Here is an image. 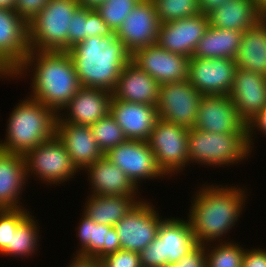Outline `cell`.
Instances as JSON below:
<instances>
[{
	"label": "cell",
	"instance_id": "1",
	"mask_svg": "<svg viewBox=\"0 0 266 267\" xmlns=\"http://www.w3.org/2000/svg\"><path fill=\"white\" fill-rule=\"evenodd\" d=\"M30 71L33 75L30 77L32 90L29 97L53 109L57 114L61 113L81 87L67 51L30 50L9 78L19 79Z\"/></svg>",
	"mask_w": 266,
	"mask_h": 267
},
{
	"label": "cell",
	"instance_id": "2",
	"mask_svg": "<svg viewBox=\"0 0 266 267\" xmlns=\"http://www.w3.org/2000/svg\"><path fill=\"white\" fill-rule=\"evenodd\" d=\"M200 188L191 200L187 217L195 241L201 245L218 239L224 242L223 236L236 225L246 206L247 191L238 185L203 184Z\"/></svg>",
	"mask_w": 266,
	"mask_h": 267
},
{
	"label": "cell",
	"instance_id": "3",
	"mask_svg": "<svg viewBox=\"0 0 266 267\" xmlns=\"http://www.w3.org/2000/svg\"><path fill=\"white\" fill-rule=\"evenodd\" d=\"M81 87L113 92L116 83L131 60V53L116 35L86 38L67 50Z\"/></svg>",
	"mask_w": 266,
	"mask_h": 267
},
{
	"label": "cell",
	"instance_id": "4",
	"mask_svg": "<svg viewBox=\"0 0 266 267\" xmlns=\"http://www.w3.org/2000/svg\"><path fill=\"white\" fill-rule=\"evenodd\" d=\"M13 109L5 139L0 141L1 150L24 156L55 135L58 114L53 109L29 96Z\"/></svg>",
	"mask_w": 266,
	"mask_h": 267
},
{
	"label": "cell",
	"instance_id": "5",
	"mask_svg": "<svg viewBox=\"0 0 266 267\" xmlns=\"http://www.w3.org/2000/svg\"><path fill=\"white\" fill-rule=\"evenodd\" d=\"M252 153L247 133H211L189 129V164L198 163L208 166H230L248 159Z\"/></svg>",
	"mask_w": 266,
	"mask_h": 267
},
{
	"label": "cell",
	"instance_id": "6",
	"mask_svg": "<svg viewBox=\"0 0 266 267\" xmlns=\"http://www.w3.org/2000/svg\"><path fill=\"white\" fill-rule=\"evenodd\" d=\"M78 0H49L28 23L29 50L67 51L68 28Z\"/></svg>",
	"mask_w": 266,
	"mask_h": 267
},
{
	"label": "cell",
	"instance_id": "7",
	"mask_svg": "<svg viewBox=\"0 0 266 267\" xmlns=\"http://www.w3.org/2000/svg\"><path fill=\"white\" fill-rule=\"evenodd\" d=\"M188 220L165 218L154 241L140 253L142 267H168L196 245Z\"/></svg>",
	"mask_w": 266,
	"mask_h": 267
},
{
	"label": "cell",
	"instance_id": "8",
	"mask_svg": "<svg viewBox=\"0 0 266 267\" xmlns=\"http://www.w3.org/2000/svg\"><path fill=\"white\" fill-rule=\"evenodd\" d=\"M26 178L33 175L43 183L59 184L72 180L79 172L63 142L55 134L24 155ZM41 178V179H40Z\"/></svg>",
	"mask_w": 266,
	"mask_h": 267
},
{
	"label": "cell",
	"instance_id": "9",
	"mask_svg": "<svg viewBox=\"0 0 266 267\" xmlns=\"http://www.w3.org/2000/svg\"><path fill=\"white\" fill-rule=\"evenodd\" d=\"M189 129L158 118L147 140L159 169L167 177L188 167Z\"/></svg>",
	"mask_w": 266,
	"mask_h": 267
},
{
	"label": "cell",
	"instance_id": "10",
	"mask_svg": "<svg viewBox=\"0 0 266 267\" xmlns=\"http://www.w3.org/2000/svg\"><path fill=\"white\" fill-rule=\"evenodd\" d=\"M202 97L188 80L161 84L156 105L158 118L191 129Z\"/></svg>",
	"mask_w": 266,
	"mask_h": 267
},
{
	"label": "cell",
	"instance_id": "11",
	"mask_svg": "<svg viewBox=\"0 0 266 267\" xmlns=\"http://www.w3.org/2000/svg\"><path fill=\"white\" fill-rule=\"evenodd\" d=\"M163 220L153 204L141 199L115 225L121 249L140 253L154 241Z\"/></svg>",
	"mask_w": 266,
	"mask_h": 267
},
{
	"label": "cell",
	"instance_id": "12",
	"mask_svg": "<svg viewBox=\"0 0 266 267\" xmlns=\"http://www.w3.org/2000/svg\"><path fill=\"white\" fill-rule=\"evenodd\" d=\"M105 157L119 167L137 188L145 179H163L165 176L147 141L127 139L109 150Z\"/></svg>",
	"mask_w": 266,
	"mask_h": 267
},
{
	"label": "cell",
	"instance_id": "13",
	"mask_svg": "<svg viewBox=\"0 0 266 267\" xmlns=\"http://www.w3.org/2000/svg\"><path fill=\"white\" fill-rule=\"evenodd\" d=\"M237 68L234 59L191 57L188 81L203 95H229Z\"/></svg>",
	"mask_w": 266,
	"mask_h": 267
},
{
	"label": "cell",
	"instance_id": "14",
	"mask_svg": "<svg viewBox=\"0 0 266 267\" xmlns=\"http://www.w3.org/2000/svg\"><path fill=\"white\" fill-rule=\"evenodd\" d=\"M29 51L28 23L13 10L0 9V72L7 80Z\"/></svg>",
	"mask_w": 266,
	"mask_h": 267
},
{
	"label": "cell",
	"instance_id": "15",
	"mask_svg": "<svg viewBox=\"0 0 266 267\" xmlns=\"http://www.w3.org/2000/svg\"><path fill=\"white\" fill-rule=\"evenodd\" d=\"M131 61L160 85L188 80L190 58L169 52L158 44L135 50Z\"/></svg>",
	"mask_w": 266,
	"mask_h": 267
},
{
	"label": "cell",
	"instance_id": "16",
	"mask_svg": "<svg viewBox=\"0 0 266 267\" xmlns=\"http://www.w3.org/2000/svg\"><path fill=\"white\" fill-rule=\"evenodd\" d=\"M194 128L211 133H247L229 95H203Z\"/></svg>",
	"mask_w": 266,
	"mask_h": 267
},
{
	"label": "cell",
	"instance_id": "17",
	"mask_svg": "<svg viewBox=\"0 0 266 267\" xmlns=\"http://www.w3.org/2000/svg\"><path fill=\"white\" fill-rule=\"evenodd\" d=\"M161 23L151 0H142L124 19L116 37L132 54L135 50L157 44Z\"/></svg>",
	"mask_w": 266,
	"mask_h": 267
},
{
	"label": "cell",
	"instance_id": "18",
	"mask_svg": "<svg viewBox=\"0 0 266 267\" xmlns=\"http://www.w3.org/2000/svg\"><path fill=\"white\" fill-rule=\"evenodd\" d=\"M210 27L209 18L203 14L177 21L162 23L157 44L174 54L191 58L199 40Z\"/></svg>",
	"mask_w": 266,
	"mask_h": 267
},
{
	"label": "cell",
	"instance_id": "19",
	"mask_svg": "<svg viewBox=\"0 0 266 267\" xmlns=\"http://www.w3.org/2000/svg\"><path fill=\"white\" fill-rule=\"evenodd\" d=\"M111 99L109 91L80 87L58 117L66 123L90 126L110 113Z\"/></svg>",
	"mask_w": 266,
	"mask_h": 267
},
{
	"label": "cell",
	"instance_id": "20",
	"mask_svg": "<svg viewBox=\"0 0 266 267\" xmlns=\"http://www.w3.org/2000/svg\"><path fill=\"white\" fill-rule=\"evenodd\" d=\"M229 96L247 124L266 106V76L237 68Z\"/></svg>",
	"mask_w": 266,
	"mask_h": 267
},
{
	"label": "cell",
	"instance_id": "21",
	"mask_svg": "<svg viewBox=\"0 0 266 267\" xmlns=\"http://www.w3.org/2000/svg\"><path fill=\"white\" fill-rule=\"evenodd\" d=\"M55 134L63 142L79 173L104 156L89 126L66 123L57 117Z\"/></svg>",
	"mask_w": 266,
	"mask_h": 267
},
{
	"label": "cell",
	"instance_id": "22",
	"mask_svg": "<svg viewBox=\"0 0 266 267\" xmlns=\"http://www.w3.org/2000/svg\"><path fill=\"white\" fill-rule=\"evenodd\" d=\"M110 114L130 140L147 141L158 119L157 106L121 101L113 97Z\"/></svg>",
	"mask_w": 266,
	"mask_h": 267
},
{
	"label": "cell",
	"instance_id": "23",
	"mask_svg": "<svg viewBox=\"0 0 266 267\" xmlns=\"http://www.w3.org/2000/svg\"><path fill=\"white\" fill-rule=\"evenodd\" d=\"M160 84L131 60L125 65L112 92L114 99L156 106Z\"/></svg>",
	"mask_w": 266,
	"mask_h": 267
},
{
	"label": "cell",
	"instance_id": "24",
	"mask_svg": "<svg viewBox=\"0 0 266 267\" xmlns=\"http://www.w3.org/2000/svg\"><path fill=\"white\" fill-rule=\"evenodd\" d=\"M82 214L77 228L80 248L75 255L101 260L121 249L115 226L97 224L86 214Z\"/></svg>",
	"mask_w": 266,
	"mask_h": 267
},
{
	"label": "cell",
	"instance_id": "25",
	"mask_svg": "<svg viewBox=\"0 0 266 267\" xmlns=\"http://www.w3.org/2000/svg\"><path fill=\"white\" fill-rule=\"evenodd\" d=\"M91 195L102 196H137L138 190L127 175L105 155L87 166Z\"/></svg>",
	"mask_w": 266,
	"mask_h": 267
},
{
	"label": "cell",
	"instance_id": "26",
	"mask_svg": "<svg viewBox=\"0 0 266 267\" xmlns=\"http://www.w3.org/2000/svg\"><path fill=\"white\" fill-rule=\"evenodd\" d=\"M26 182L24 156L0 149V209L25 208L19 200Z\"/></svg>",
	"mask_w": 266,
	"mask_h": 267
},
{
	"label": "cell",
	"instance_id": "27",
	"mask_svg": "<svg viewBox=\"0 0 266 267\" xmlns=\"http://www.w3.org/2000/svg\"><path fill=\"white\" fill-rule=\"evenodd\" d=\"M263 17L251 0H228L208 15L210 26L243 33Z\"/></svg>",
	"mask_w": 266,
	"mask_h": 267
},
{
	"label": "cell",
	"instance_id": "28",
	"mask_svg": "<svg viewBox=\"0 0 266 267\" xmlns=\"http://www.w3.org/2000/svg\"><path fill=\"white\" fill-rule=\"evenodd\" d=\"M237 67L266 76V16L242 35Z\"/></svg>",
	"mask_w": 266,
	"mask_h": 267
},
{
	"label": "cell",
	"instance_id": "29",
	"mask_svg": "<svg viewBox=\"0 0 266 267\" xmlns=\"http://www.w3.org/2000/svg\"><path fill=\"white\" fill-rule=\"evenodd\" d=\"M139 201L137 196L88 195L83 213L97 224L115 226Z\"/></svg>",
	"mask_w": 266,
	"mask_h": 267
},
{
	"label": "cell",
	"instance_id": "30",
	"mask_svg": "<svg viewBox=\"0 0 266 267\" xmlns=\"http://www.w3.org/2000/svg\"><path fill=\"white\" fill-rule=\"evenodd\" d=\"M243 32L231 29H220L210 26L199 40L192 55L196 58H229L237 57Z\"/></svg>",
	"mask_w": 266,
	"mask_h": 267
},
{
	"label": "cell",
	"instance_id": "31",
	"mask_svg": "<svg viewBox=\"0 0 266 267\" xmlns=\"http://www.w3.org/2000/svg\"><path fill=\"white\" fill-rule=\"evenodd\" d=\"M35 220L34 216L29 214L12 233L11 245H8L0 254L14 258L34 256L36 249L40 246L39 239H41L38 222Z\"/></svg>",
	"mask_w": 266,
	"mask_h": 267
},
{
	"label": "cell",
	"instance_id": "32",
	"mask_svg": "<svg viewBox=\"0 0 266 267\" xmlns=\"http://www.w3.org/2000/svg\"><path fill=\"white\" fill-rule=\"evenodd\" d=\"M234 241L205 244L206 267H242L244 247ZM212 245V247H211Z\"/></svg>",
	"mask_w": 266,
	"mask_h": 267
},
{
	"label": "cell",
	"instance_id": "33",
	"mask_svg": "<svg viewBox=\"0 0 266 267\" xmlns=\"http://www.w3.org/2000/svg\"><path fill=\"white\" fill-rule=\"evenodd\" d=\"M89 127L91 128L99 149L104 155L115 146L127 140L122 128L117 124L116 120L110 113L107 116L100 118Z\"/></svg>",
	"mask_w": 266,
	"mask_h": 267
},
{
	"label": "cell",
	"instance_id": "34",
	"mask_svg": "<svg viewBox=\"0 0 266 267\" xmlns=\"http://www.w3.org/2000/svg\"><path fill=\"white\" fill-rule=\"evenodd\" d=\"M160 23L177 21L200 14L198 0H151Z\"/></svg>",
	"mask_w": 266,
	"mask_h": 267
},
{
	"label": "cell",
	"instance_id": "35",
	"mask_svg": "<svg viewBox=\"0 0 266 267\" xmlns=\"http://www.w3.org/2000/svg\"><path fill=\"white\" fill-rule=\"evenodd\" d=\"M142 0H106L95 9L114 33L121 27L124 19Z\"/></svg>",
	"mask_w": 266,
	"mask_h": 267
},
{
	"label": "cell",
	"instance_id": "36",
	"mask_svg": "<svg viewBox=\"0 0 266 267\" xmlns=\"http://www.w3.org/2000/svg\"><path fill=\"white\" fill-rule=\"evenodd\" d=\"M29 214L26 208L0 209V253L11 245L12 233Z\"/></svg>",
	"mask_w": 266,
	"mask_h": 267
},
{
	"label": "cell",
	"instance_id": "37",
	"mask_svg": "<svg viewBox=\"0 0 266 267\" xmlns=\"http://www.w3.org/2000/svg\"><path fill=\"white\" fill-rule=\"evenodd\" d=\"M88 38V7L80 6L71 19L68 28V49Z\"/></svg>",
	"mask_w": 266,
	"mask_h": 267
},
{
	"label": "cell",
	"instance_id": "38",
	"mask_svg": "<svg viewBox=\"0 0 266 267\" xmlns=\"http://www.w3.org/2000/svg\"><path fill=\"white\" fill-rule=\"evenodd\" d=\"M105 267H142L139 253L120 249L101 259Z\"/></svg>",
	"mask_w": 266,
	"mask_h": 267
},
{
	"label": "cell",
	"instance_id": "39",
	"mask_svg": "<svg viewBox=\"0 0 266 267\" xmlns=\"http://www.w3.org/2000/svg\"><path fill=\"white\" fill-rule=\"evenodd\" d=\"M168 267H206L205 246L197 243L177 262L170 264Z\"/></svg>",
	"mask_w": 266,
	"mask_h": 267
},
{
	"label": "cell",
	"instance_id": "40",
	"mask_svg": "<svg viewBox=\"0 0 266 267\" xmlns=\"http://www.w3.org/2000/svg\"><path fill=\"white\" fill-rule=\"evenodd\" d=\"M49 0H16L14 11L29 23Z\"/></svg>",
	"mask_w": 266,
	"mask_h": 267
},
{
	"label": "cell",
	"instance_id": "41",
	"mask_svg": "<svg viewBox=\"0 0 266 267\" xmlns=\"http://www.w3.org/2000/svg\"><path fill=\"white\" fill-rule=\"evenodd\" d=\"M116 35L95 8H88V38Z\"/></svg>",
	"mask_w": 266,
	"mask_h": 267
},
{
	"label": "cell",
	"instance_id": "42",
	"mask_svg": "<svg viewBox=\"0 0 266 267\" xmlns=\"http://www.w3.org/2000/svg\"><path fill=\"white\" fill-rule=\"evenodd\" d=\"M254 130H257V132L261 131L262 134L266 136V106L247 123V140L251 151L254 147V140L252 137H255L256 135V132Z\"/></svg>",
	"mask_w": 266,
	"mask_h": 267
},
{
	"label": "cell",
	"instance_id": "43",
	"mask_svg": "<svg viewBox=\"0 0 266 267\" xmlns=\"http://www.w3.org/2000/svg\"><path fill=\"white\" fill-rule=\"evenodd\" d=\"M242 267H266V250L260 248L245 249Z\"/></svg>",
	"mask_w": 266,
	"mask_h": 267
},
{
	"label": "cell",
	"instance_id": "44",
	"mask_svg": "<svg viewBox=\"0 0 266 267\" xmlns=\"http://www.w3.org/2000/svg\"><path fill=\"white\" fill-rule=\"evenodd\" d=\"M73 259L67 267H102L101 260L92 257H82L73 253Z\"/></svg>",
	"mask_w": 266,
	"mask_h": 267
},
{
	"label": "cell",
	"instance_id": "45",
	"mask_svg": "<svg viewBox=\"0 0 266 267\" xmlns=\"http://www.w3.org/2000/svg\"><path fill=\"white\" fill-rule=\"evenodd\" d=\"M228 0H198L200 13L208 16Z\"/></svg>",
	"mask_w": 266,
	"mask_h": 267
},
{
	"label": "cell",
	"instance_id": "46",
	"mask_svg": "<svg viewBox=\"0 0 266 267\" xmlns=\"http://www.w3.org/2000/svg\"><path fill=\"white\" fill-rule=\"evenodd\" d=\"M83 7L96 8L99 4L104 3L106 0H78Z\"/></svg>",
	"mask_w": 266,
	"mask_h": 267
},
{
	"label": "cell",
	"instance_id": "47",
	"mask_svg": "<svg viewBox=\"0 0 266 267\" xmlns=\"http://www.w3.org/2000/svg\"><path fill=\"white\" fill-rule=\"evenodd\" d=\"M15 4H16V0H0V9L14 11Z\"/></svg>",
	"mask_w": 266,
	"mask_h": 267
},
{
	"label": "cell",
	"instance_id": "48",
	"mask_svg": "<svg viewBox=\"0 0 266 267\" xmlns=\"http://www.w3.org/2000/svg\"><path fill=\"white\" fill-rule=\"evenodd\" d=\"M255 6L266 16V0H251Z\"/></svg>",
	"mask_w": 266,
	"mask_h": 267
},
{
	"label": "cell",
	"instance_id": "49",
	"mask_svg": "<svg viewBox=\"0 0 266 267\" xmlns=\"http://www.w3.org/2000/svg\"><path fill=\"white\" fill-rule=\"evenodd\" d=\"M0 77L1 78H6L1 72H0Z\"/></svg>",
	"mask_w": 266,
	"mask_h": 267
}]
</instances>
